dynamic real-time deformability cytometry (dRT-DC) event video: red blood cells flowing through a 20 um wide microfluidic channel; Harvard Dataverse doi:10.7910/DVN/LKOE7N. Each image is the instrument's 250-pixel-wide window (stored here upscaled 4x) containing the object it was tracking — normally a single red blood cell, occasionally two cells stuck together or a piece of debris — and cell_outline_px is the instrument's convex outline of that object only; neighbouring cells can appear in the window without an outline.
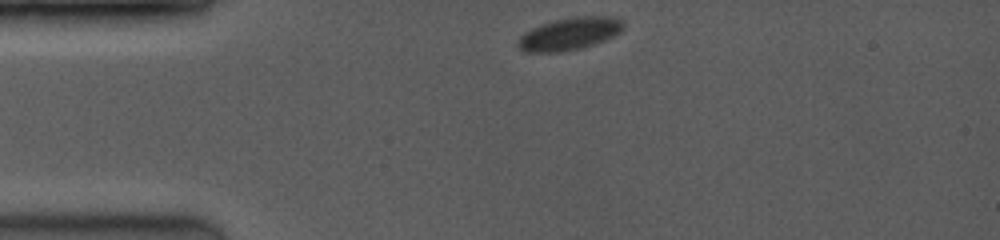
{"species": "common noctule bat (a hibernating species)", "species_latin": "Nyctalus noctula", "temperature_condition": "room temperature", "stored_images_in_passage": 26, "camera_frame_rate_fps": 3500, "um_per_image_px": 0.085, "animal": {"sex": "female", "body_mass_g": 19.0, "forearm_length_mm": 53.3}, "frame": {"image": 1, "passage_image": 1, "time_ms": 0.0, "image_size_px": [1000, 240], "cell_outline_px": [[624, 28], [620, 32], [604, 40], [580, 48], [556, 52], [524, 52], [516, 44], [520, 36], [524, 32], [532, 28], [556, 20], [572, 16], [604, 16], [620, 20], [624, 24]], "centroid_in_image_um": [48.37, 2.87], "position_along_channel_um": 36.6, "area_um2": 19.59}}
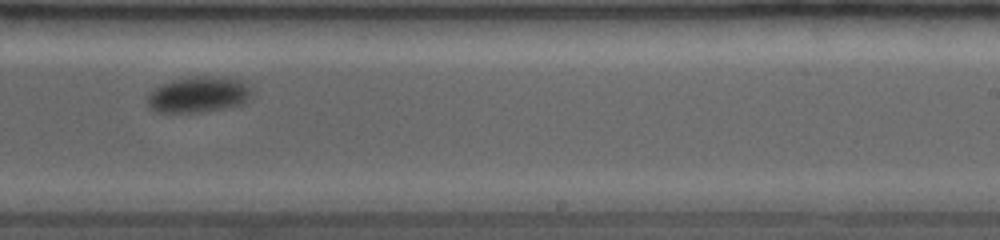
{"frame": {"image": 2, "passage_image": 15, "time_ms": 7.143, "image_size_px": [1000, 240], "cell_outline_px": [[252, 92], [248, 100], [244, 104], [228, 108], [200, 112], [156, 112], [148, 104], [148, 96], [160, 84], [172, 80], [192, 76], [220, 76], [248, 80]], "centroid_in_image_um": [16.97, 8.02], "position_along_channel_um": 272.0, "area_um2": 22.25}}
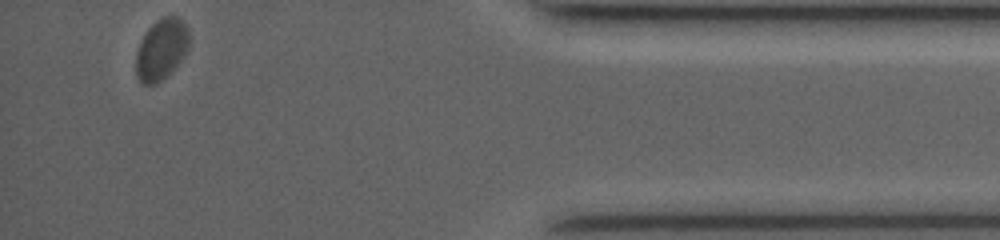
{"frame": {"image": 3, "passage_image": 26, "time_ms": 12.0, "image_size_px": [1000, 240], "cell_outline_px": [[188, 48], [184, 56], [156, 84], [144, 84], [136, 76], [136, 52], [140, 40], [144, 32], [160, 16], [180, 16], [188, 28]], "centroid_in_image_um": [13.7, 4.13], "position_along_channel_um": 421.5, "area_um2": 18.84}}